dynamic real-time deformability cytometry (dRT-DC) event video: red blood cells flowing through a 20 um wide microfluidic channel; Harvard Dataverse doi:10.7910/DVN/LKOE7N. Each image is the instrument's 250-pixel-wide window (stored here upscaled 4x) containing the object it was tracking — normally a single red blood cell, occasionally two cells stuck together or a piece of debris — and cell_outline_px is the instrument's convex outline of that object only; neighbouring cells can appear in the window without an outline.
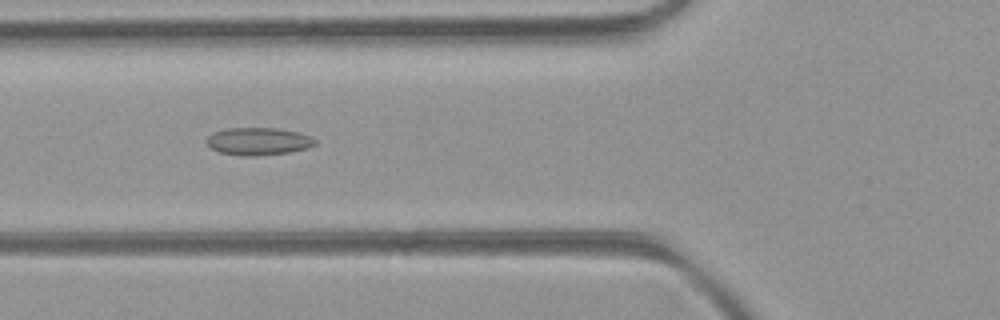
{"species": "common noctule bat (a hibernating species)", "species_latin": "Nyctalus noctula", "temperature_condition": "room temperature", "stored_images_in_passage": 42, "camera_frame_rate_fps": 3000, "um_per_image_px": 0.085, "animal": {"sex": "female", "body_mass_g": 21.9}, "frame": {"image": 1, "passage_image": 10, "time_ms": 3.0, "image_size_px": [1000, 320], "cell_outline_px": [[316, 144], [308, 148], [288, 152], [256, 156], [240, 156], [220, 152], [208, 148], [204, 140], [212, 132], [228, 128], [276, 128], [300, 132], [312, 136], [316, 140]], "centroid_in_image_um": [21.93, 12.01], "position_along_channel_um": 103.9, "area_um2": 17.74}}
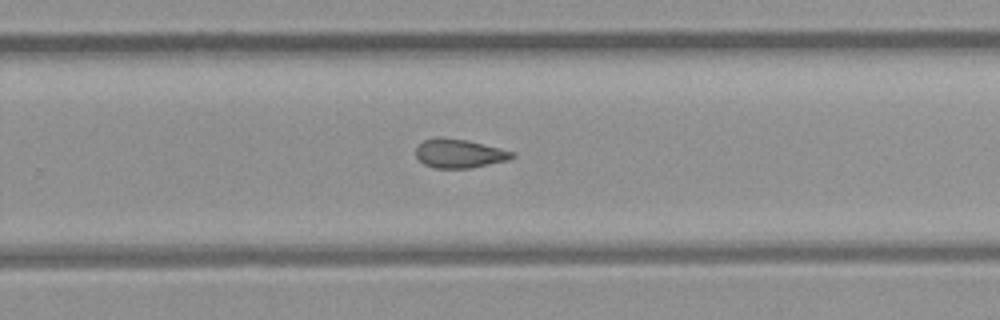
{"frame": {"image": 2, "passage_image": 24, "time_ms": 7.667, "image_size_px": [1000, 320], "cell_outline_px": [[516, 156], [508, 160], [472, 168], [436, 168], [424, 164], [416, 156], [416, 148], [424, 140], [436, 136], [440, 136], [464, 140], [512, 152]], "centroid_in_image_um": [38.99, 13.05], "position_along_channel_um": 290.8, "area_um2": 15.9}}
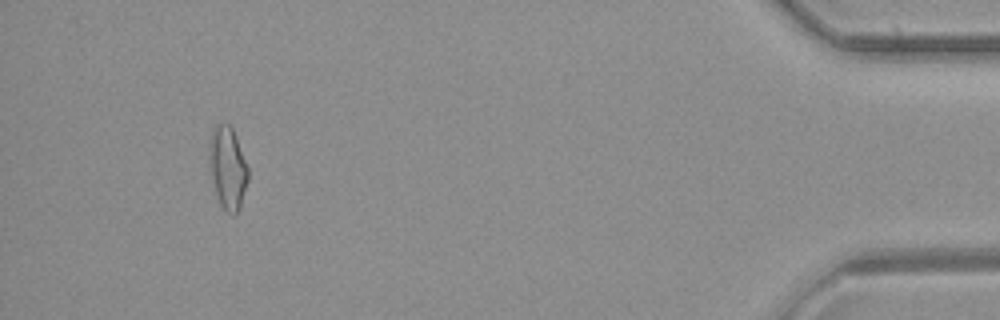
{"frame": {"image": 3, "passage_image": 39, "time_ms": 12.667, "image_size_px": [1000, 320], "cell_outline_px": [[248, 180], [240, 208], [232, 216], [220, 204], [216, 196], [208, 164], [208, 140], [216, 124], [220, 120], [228, 124], [232, 128], [236, 136], [248, 168]], "centroid_in_image_um": [19.32, 14.22], "position_along_channel_um": 415.9, "area_um2": 19.02}, "authors_computed_cell_mechanics": {"area_um2": 16.6464, "velocity_mm_per_s": 4.0127, "shape_relaxation_time_tau1_ms": null, "shape_relaxation_time_tau2_ms": 3.7531, "deformation_change_tau1": null, "deformation_change_tau2": 0.1239}}